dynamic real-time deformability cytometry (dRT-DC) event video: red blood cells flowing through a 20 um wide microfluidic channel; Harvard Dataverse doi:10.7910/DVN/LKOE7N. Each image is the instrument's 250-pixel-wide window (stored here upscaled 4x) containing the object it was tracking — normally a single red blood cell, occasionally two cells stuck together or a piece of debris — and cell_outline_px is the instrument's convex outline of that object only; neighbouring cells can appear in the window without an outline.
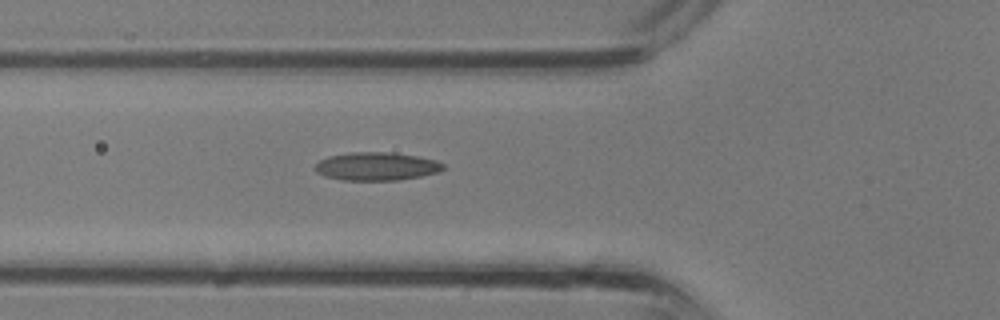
{"species": "common noctule bat (a hibernating species)", "species_latin": "Nyctalus noctula", "temperature_condition": "room temperature", "stored_images_in_passage": 30, "camera_frame_rate_fps": 3000, "um_per_image_px": 0.085, "animal": {"sex": "male", "body_mass_g": 13.3}, "frame": {"image": 1, "passage_image": 9, "time_ms": 2.667, "image_size_px": [1000, 320], "cell_outline_px": [[444, 168], [440, 172], [420, 176], [396, 180], [344, 180], [324, 176], [316, 172], [312, 168], [320, 160], [328, 156], [352, 152], [392, 152], [416, 156], [436, 160], [444, 164]], "centroid_in_image_um": [31.98, 14.13], "position_along_channel_um": 93.8, "area_um2": 21.1}}
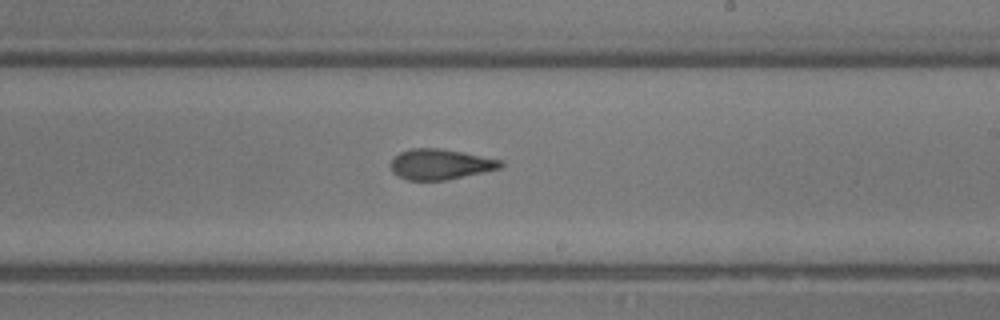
{"frame": {"image": 2, "passage_image": 17, "time_ms": 5.333, "image_size_px": [1000, 320], "cell_outline_px": [[504, 164], [500, 168], [484, 172], [444, 180], [408, 180], [392, 172], [388, 164], [392, 156], [400, 152], [412, 148], [440, 148], [464, 152], [504, 160]], "centroid_in_image_um": [37.4, 13.95], "position_along_channel_um": 251.6, "area_um2": 19.77}}
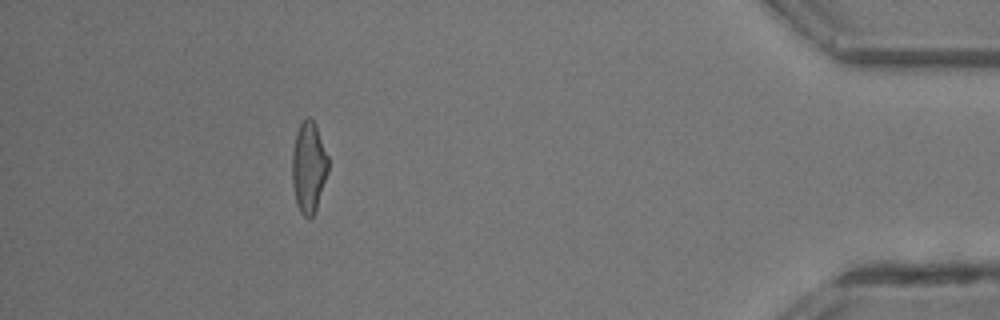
{"frame": {"image": 3, "passage_image": 28, "time_ms": 9.0, "image_size_px": [1000, 320], "cell_outline_px": [[328, 172], [316, 212], [308, 220], [300, 212], [296, 204], [292, 184], [292, 152], [296, 132], [300, 124], [308, 116], [316, 124], [328, 156]], "centroid_in_image_um": [26.24, 14.25], "position_along_channel_um": 409.0, "area_um2": 19.42}}